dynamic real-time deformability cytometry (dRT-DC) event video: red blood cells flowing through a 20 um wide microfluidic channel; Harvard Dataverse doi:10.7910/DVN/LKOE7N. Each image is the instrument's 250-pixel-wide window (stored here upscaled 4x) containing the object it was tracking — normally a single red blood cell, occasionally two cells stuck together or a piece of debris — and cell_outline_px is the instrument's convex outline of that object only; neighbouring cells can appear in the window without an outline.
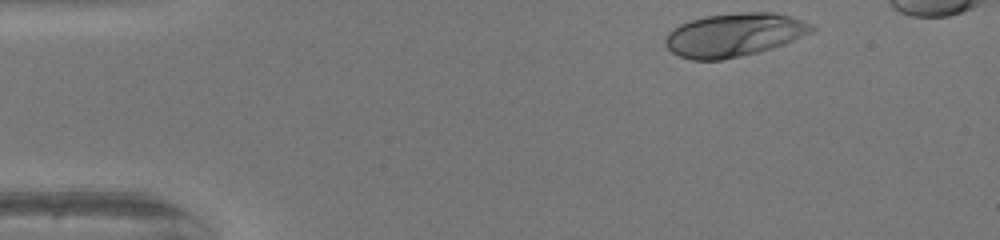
{"species": "human", "species_latin": "Homo sapiens", "temperature_condition": "warm", "stored_images_in_passage": 35, "camera_frame_rate_fps": 3000, "um_per_image_px": 0.085, "donor": {"sex": "female"}, "frame": {"image": 1, "passage_image": 1, "time_ms": 0.0, "image_size_px": [1000, 240], "cell_outline_px": [[816, 28], [812, 32], [792, 40], [756, 52], [740, 56], [720, 60], [692, 60], [680, 56], [672, 52], [664, 44], [664, 40], [668, 32], [672, 28], [688, 20], [704, 16], [740, 12], [776, 12], [792, 16], [812, 24]], "centroid_in_image_um": [62.36, 2.94], "position_along_channel_um": 22.6, "area_um2": 36.93}}
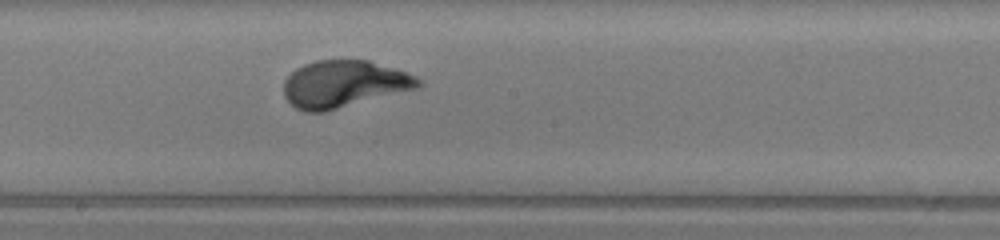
{"frame": {"image": 2, "passage_image": 22, "time_ms": 7.0, "image_size_px": [1000, 240], "cell_outline_px": [[424, 84], [416, 88], [324, 112], [304, 112], [296, 108], [284, 96], [284, 80], [296, 68], [304, 64], [316, 60], [368, 60], [416, 76], [424, 80]], "centroid_in_image_um": [29.21, 7.14], "position_along_channel_um": 219.0, "area_um2": 36.59}}
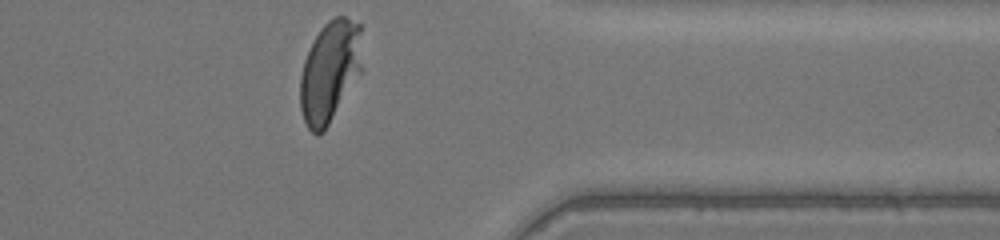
{"frame": {"image": 3, "passage_image": 35, "time_ms": 11.333, "image_size_px": [1000, 240], "cell_outline_px": [[364, 68], [324, 132], [316, 136], [308, 128], [304, 120], [300, 108], [300, 76], [304, 60], [312, 40], [320, 28], [328, 20], [336, 16], [344, 16], [360, 24]], "centroid_in_image_um": [28.05, 6.06], "position_along_channel_um": 383.3, "area_um2": 37.34}, "authors_computed_cell_mechanics": {"area_um2": 35.836, "velocity_mm_per_s": 4.061, "shape_relaxation_time_tau1_ms": 2.951, "shape_relaxation_time_tau2_ms": null, "deformation_change_tau1": 0.2145, "deformation_change_tau2": null}}